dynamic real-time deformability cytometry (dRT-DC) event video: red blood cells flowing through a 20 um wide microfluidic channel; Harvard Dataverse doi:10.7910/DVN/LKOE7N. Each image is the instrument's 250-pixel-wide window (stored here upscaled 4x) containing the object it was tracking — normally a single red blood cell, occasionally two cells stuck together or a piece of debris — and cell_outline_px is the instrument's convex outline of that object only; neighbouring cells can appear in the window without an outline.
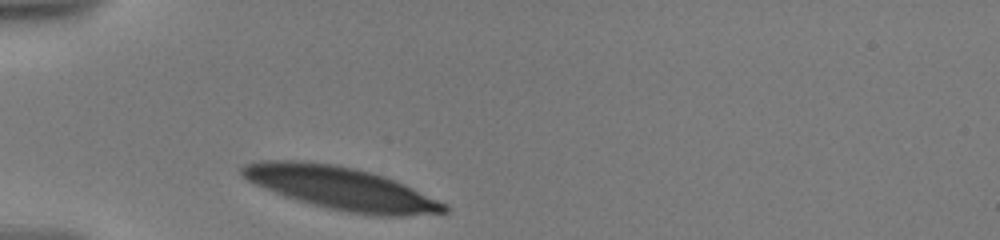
{"species": "human", "species_latin": "Homo sapiens", "temperature_condition": "warm", "stored_images_in_passage": 29, "camera_frame_rate_fps": 3000, "um_per_image_px": 0.085, "donor": {"sex": "male"}, "frame": {"image": 1, "passage_image": 1, "time_ms": 0.0, "image_size_px": [1000, 240], "cell_outline_px": [[448, 212], [408, 216], [376, 216], [348, 212], [328, 208], [296, 200], [264, 188], [248, 180], [240, 172], [240, 168], [244, 164], [260, 160], [300, 160], [332, 164], [356, 168], [384, 176], [396, 180], [448, 204]], "centroid_in_image_um": [29.01, 16.0], "position_along_channel_um": 56.0, "area_um2": 50.52}}
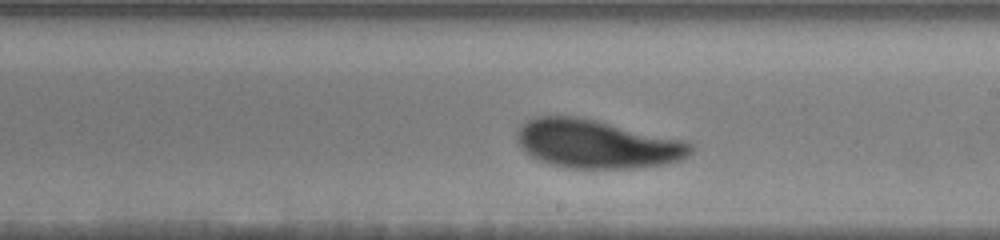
{"frame": {"image": 2, "passage_image": 17, "time_ms": 5.667, "image_size_px": [1000, 240], "cell_outline_px": [[692, 152], [688, 156], [680, 160], [664, 164], [636, 168], [564, 168], [536, 160], [524, 152], [516, 144], [516, 132], [520, 124], [536, 116], [576, 116], [596, 120], [680, 140], [692, 144]], "centroid_in_image_um": [50.62, 12.25], "position_along_channel_um": 238.4, "area_um2": 49.19}}
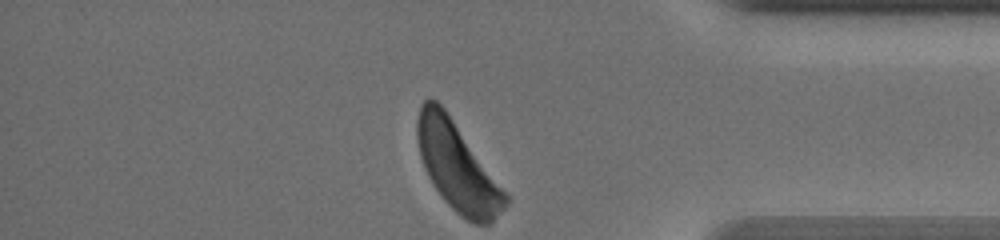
{"frame": {"image": 3, "passage_image": 29, "time_ms": 10.667, "image_size_px": [1000, 240], "cell_outline_px": [[508, 204], [488, 224], [472, 224], [460, 216], [444, 200], [432, 184], [424, 168], [420, 156], [416, 136], [416, 120], [420, 104], [428, 96], [432, 96], [444, 108], [508, 196]], "centroid_in_image_um": [38.81, 14.15], "position_along_channel_um": 396.4, "area_um2": 44.74}, "authors_computed_cell_mechanics": {"area_um2": 49.997, "velocity_mm_per_s": 3.4873, "shape_relaxation_time_tau1_ms": 2.5499, "shape_relaxation_time_tau2_ms": 3.9124, "deformation_change_tau1": 0.1354, "deformation_change_tau2": 0.1124}}